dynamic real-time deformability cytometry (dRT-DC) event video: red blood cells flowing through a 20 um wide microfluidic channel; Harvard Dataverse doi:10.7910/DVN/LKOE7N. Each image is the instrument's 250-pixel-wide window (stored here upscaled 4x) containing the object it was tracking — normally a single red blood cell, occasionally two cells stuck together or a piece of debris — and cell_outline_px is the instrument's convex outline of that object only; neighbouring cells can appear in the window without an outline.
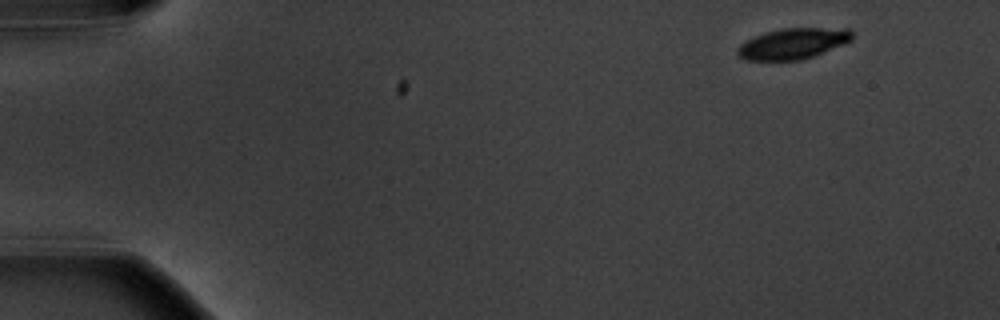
{"species": "common noctule bat (a hibernating species)", "species_latin": "Nyctalus noctula", "temperature_condition": "warm", "stored_images_in_passage": 5, "camera_frame_rate_fps": 3000, "um_per_image_px": 0.085, "animal": {"sex": "male", "body_mass_g": 20.1, "forearm_length_mm": 53.5}, "frame": {"image": 1, "passage_image": 1, "time_ms": 0.0, "image_size_px": [1000, 320], "cell_outline_px": [[852, 40], [844, 44], [812, 56], [800, 60], [744, 60], [736, 52], [736, 48], [740, 44], [764, 32], [784, 28], [848, 28], [852, 32]], "centroid_in_image_um": [67.4, 3.7], "position_along_channel_um": 17.6, "area_um2": 20.46}}
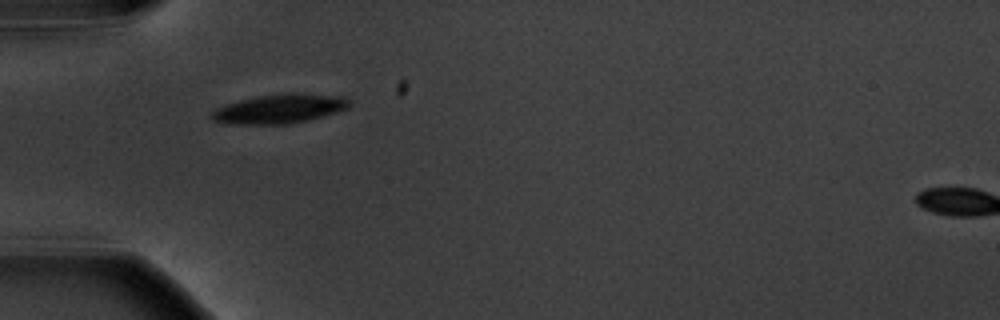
{"frame": {"image": 2, "passage_image": 4, "time_ms": 4.333, "image_size_px": [1000, 320], "cell_outline_px": [[352, 104], [348, 108], [308, 120], [288, 124], [228, 124], [212, 120], [208, 116], [216, 108], [224, 104], [256, 96], [288, 92], [296, 92], [344, 96], [352, 100]], "centroid_in_image_um": [23.76, 9.23], "position_along_channel_um": 61.2, "area_um2": 23.87}}